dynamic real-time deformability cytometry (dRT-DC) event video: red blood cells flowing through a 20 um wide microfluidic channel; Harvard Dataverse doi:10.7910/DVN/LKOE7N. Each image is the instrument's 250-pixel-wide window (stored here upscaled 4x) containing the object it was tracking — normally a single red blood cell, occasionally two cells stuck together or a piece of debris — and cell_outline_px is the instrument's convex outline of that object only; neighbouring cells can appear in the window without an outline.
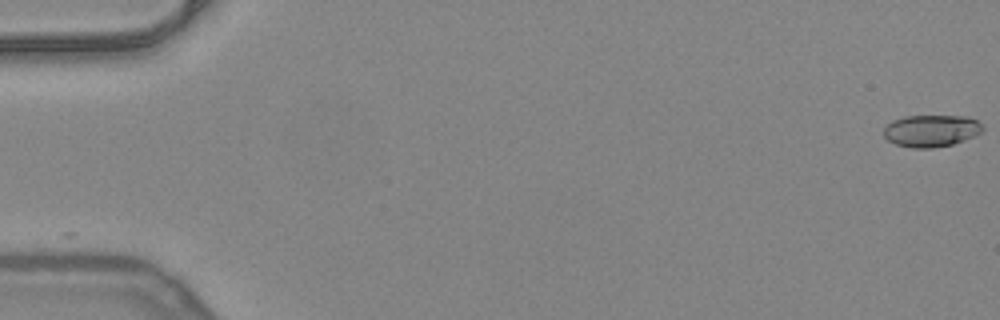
{"species": "common noctule bat (a hibernating species)", "species_latin": "Nyctalus noctula", "temperature_condition": "warm", "stored_images_in_passage": 52, "camera_frame_rate_fps": 3000, "um_per_image_px": 0.085, "animal": {"sex": "female", "body_mass_g": 24.6, "forearm_length_mm": 56.2}, "frame": {"image": 1, "passage_image": 1, "time_ms": 0.0, "image_size_px": [1000, 320], "cell_outline_px": [[984, 128], [980, 132], [964, 140], [952, 144], [932, 148], [912, 148], [896, 144], [888, 140], [884, 136], [884, 128], [892, 120], [904, 116], [968, 116], [976, 120]], "centroid_in_image_um": [79.13, 11.11], "position_along_channel_um": 5.9, "area_um2": 18.32}}
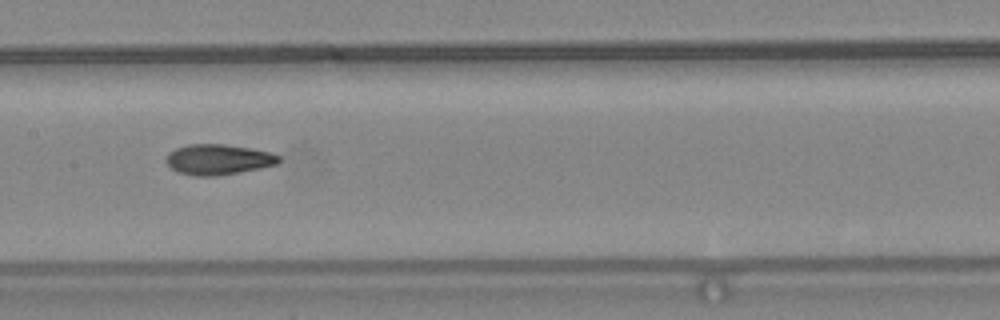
{"frame": {"image": 2, "passage_image": 27, "time_ms": 8.667, "image_size_px": [1000, 320], "cell_outline_px": [[280, 160], [276, 164], [260, 168], [216, 176], [196, 176], [176, 172], [164, 160], [168, 152], [176, 148], [188, 144], [224, 144], [248, 148], [268, 152], [280, 156]], "centroid_in_image_um": [18.49, 13.56], "position_along_channel_um": 188.9, "area_um2": 19.88}}
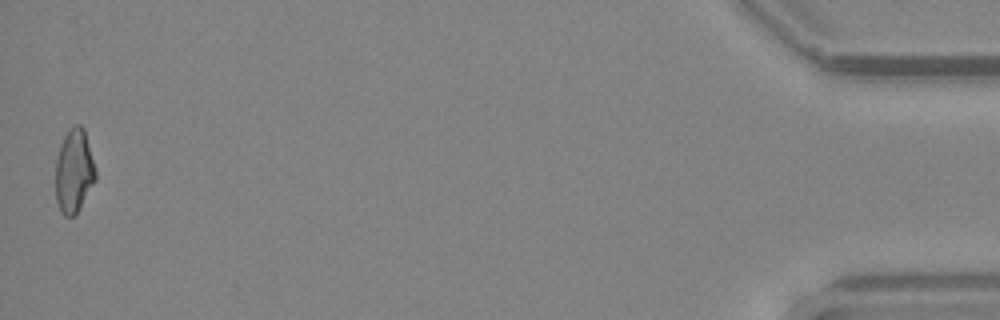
{"frame": {"image": 3, "passage_image": 52, "time_ms": 17.0, "image_size_px": [1000, 320], "cell_outline_px": [[96, 180], [76, 212], [72, 216], [64, 216], [60, 212], [56, 200], [56, 160], [60, 144], [64, 136], [76, 124], [80, 124], [84, 128], [96, 172]], "centroid_in_image_um": [6.28, 14.54], "position_along_channel_um": 428.9, "area_um2": 19.19}, "authors_computed_cell_mechanics": {"area_um2": 19.3052, "velocity_mm_per_s": 4.0322, "shape_relaxation_time_tau1_ms": null, "shape_relaxation_time_tau2_ms": 2.4595, "deformation_change_tau1": null, "deformation_change_tau2": 0.0935}}